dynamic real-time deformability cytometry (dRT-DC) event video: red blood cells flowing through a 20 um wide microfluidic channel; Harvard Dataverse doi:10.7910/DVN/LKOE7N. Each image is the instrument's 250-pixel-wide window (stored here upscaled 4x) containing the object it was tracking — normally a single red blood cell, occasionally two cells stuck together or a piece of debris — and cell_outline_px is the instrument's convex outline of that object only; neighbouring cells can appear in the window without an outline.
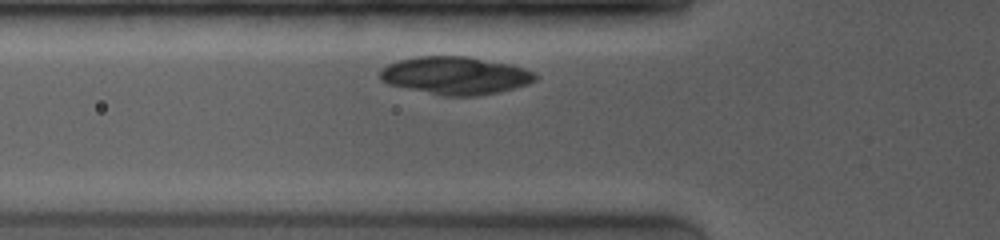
{"species": "common noctule bat (a hibernating species)", "species_latin": "Nyctalus noctula", "temperature_condition": "room temperature", "stored_images_in_passage": 4, "camera_frame_rate_fps": 4000, "um_per_image_px": 0.085, "animal": {"sex": "female", "body_mass_g": 19.0, "forearm_length_mm": 53.3}, "frame": {"image": 1, "passage_image": 2, "time_ms": 0.5, "image_size_px": [1000, 240], "cell_outline_px": [[536, 80], [528, 84], [480, 96], [444, 96], [388, 84], [380, 80], [380, 68], [388, 64], [400, 60], [416, 56], [464, 56], [512, 64], [536, 72]], "centroid_in_image_um": [38.7, 6.41], "position_along_channel_um": 87.1, "area_um2": 34.16}}